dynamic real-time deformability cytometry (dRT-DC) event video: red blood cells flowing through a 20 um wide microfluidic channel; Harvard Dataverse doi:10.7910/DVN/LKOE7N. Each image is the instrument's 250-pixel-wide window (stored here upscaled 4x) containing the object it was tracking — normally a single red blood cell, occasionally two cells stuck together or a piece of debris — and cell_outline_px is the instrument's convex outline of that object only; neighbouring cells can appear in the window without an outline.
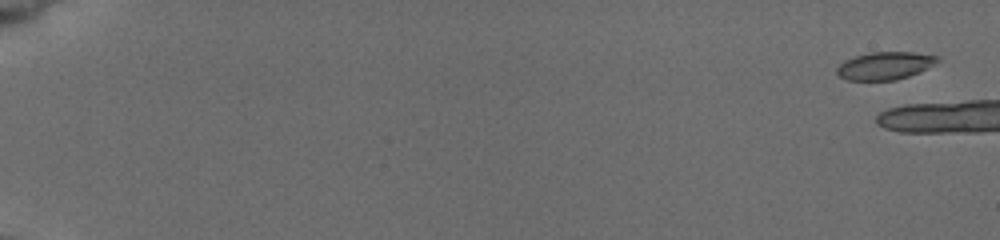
{"species": "common noctule bat (a hibernating species)", "species_latin": "Nyctalus noctula", "temperature_condition": "cold", "stored_images_in_passage": 10, "camera_frame_rate_fps": 3000, "um_per_image_px": 0.085, "animal": {"sex": "female", "body_mass_g": 19.5, "forearm_length_mm": 54.1}, "frame": {"image": 1, "passage_image": 1, "time_ms": 0.0, "image_size_px": [1000, 240], "cell_outline_px": [[940, 60], [920, 72], [896, 80], [848, 80], [840, 76], [836, 72], [836, 68], [844, 60], [856, 56], [872, 52], [912, 52], [940, 56]], "centroid_in_image_um": [75.23, 5.58], "position_along_channel_um": 9.8, "area_um2": 16.18}}